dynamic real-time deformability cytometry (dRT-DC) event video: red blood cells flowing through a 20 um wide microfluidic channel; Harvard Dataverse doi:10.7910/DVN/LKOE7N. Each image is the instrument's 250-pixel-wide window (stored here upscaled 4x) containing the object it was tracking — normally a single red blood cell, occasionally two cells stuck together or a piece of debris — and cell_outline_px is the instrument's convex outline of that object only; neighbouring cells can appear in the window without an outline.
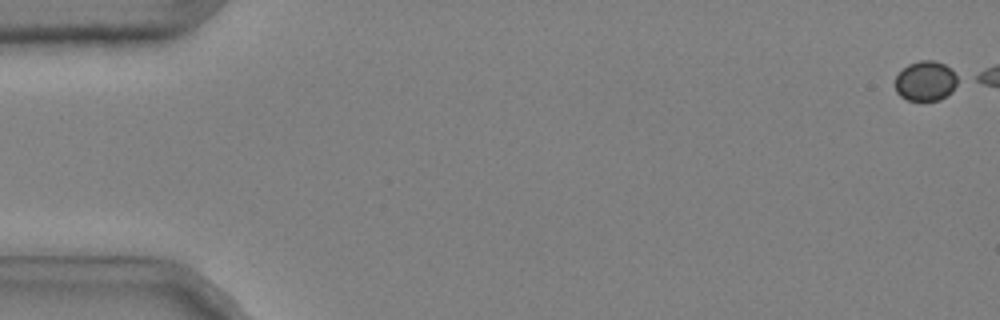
{"species": "common noctule bat (a hibernating species)", "species_latin": "Nyctalus noctula", "temperature_condition": "cold", "stored_images_in_passage": 14, "camera_frame_rate_fps": 3000, "um_per_image_px": 0.085, "animal": {"sex": "male", "body_mass_g": 20.4}, "frame": {"image": 1, "passage_image": 1, "time_ms": 0.0, "image_size_px": [1000, 320], "cell_outline_px": [[964, 80], [952, 92], [940, 100], [908, 100], [900, 96], [896, 92], [896, 76], [908, 64], [920, 60], [932, 60], [944, 64], [952, 68]], "centroid_in_image_um": [78.78, 6.88], "position_along_channel_um": 6.2, "area_um2": 15.03}}